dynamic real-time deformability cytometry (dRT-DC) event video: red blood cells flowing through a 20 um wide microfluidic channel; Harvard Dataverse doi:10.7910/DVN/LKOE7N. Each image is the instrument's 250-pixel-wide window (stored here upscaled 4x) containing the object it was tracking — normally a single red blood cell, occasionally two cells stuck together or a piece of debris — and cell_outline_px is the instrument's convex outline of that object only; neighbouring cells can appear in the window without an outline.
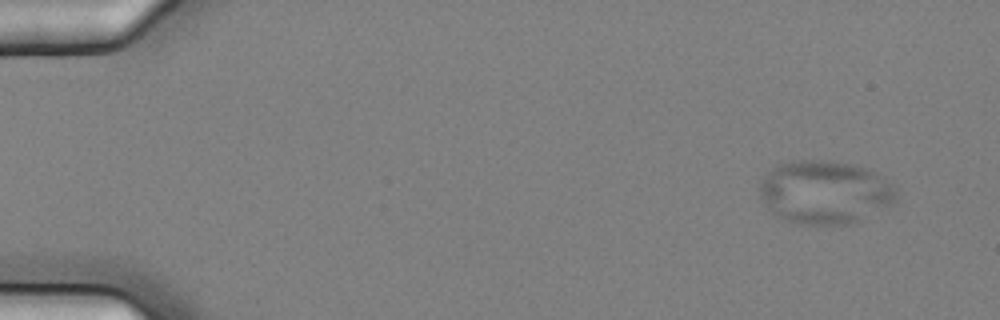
{"species": "common noctule bat (a hibernating species)", "species_latin": "Nyctalus noctula", "temperature_condition": "cold", "stored_images_in_passage": 5, "camera_frame_rate_fps": 3000, "um_per_image_px": 0.085, "animal": {"sex": "female", "body_mass_g": 25.1}, "frame": {"image": 1, "passage_image": 1, "time_ms": 0.0, "image_size_px": [1000, 320], "cell_outline_px": [[896, 200], [860, 220], [848, 224], [800, 224], [776, 216], [772, 212], [760, 196], [760, 184], [768, 172], [776, 164], [800, 160], [832, 160], [852, 164], [868, 168], [892, 184], [896, 188]], "centroid_in_image_um": [70.1, 16.32], "position_along_channel_um": 14.9, "area_um2": 50.0}}
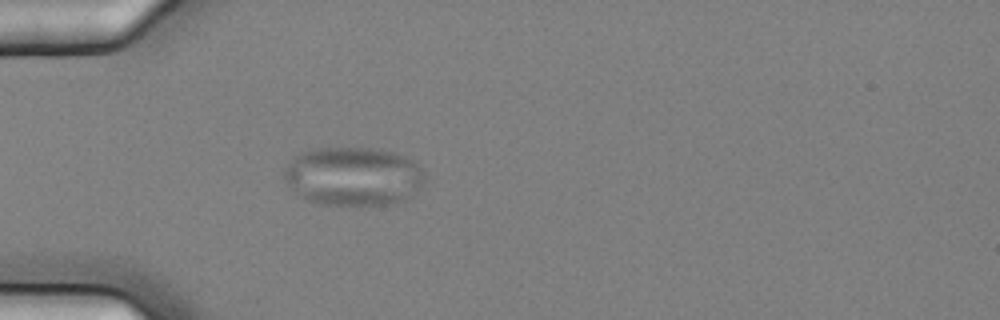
{"frame": {"image": 2, "passage_image": 5, "time_ms": 1.333, "image_size_px": [1000, 320], "cell_outline_px": [[424, 180], [416, 192], [412, 196], [396, 204], [320, 204], [308, 200], [296, 192], [284, 180], [284, 168], [300, 152], [316, 148], [380, 148], [404, 156], [412, 160], [420, 168], [424, 176]], "centroid_in_image_um": [30.03, 14.97], "position_along_channel_um": 55.0, "area_um2": 47.92}}